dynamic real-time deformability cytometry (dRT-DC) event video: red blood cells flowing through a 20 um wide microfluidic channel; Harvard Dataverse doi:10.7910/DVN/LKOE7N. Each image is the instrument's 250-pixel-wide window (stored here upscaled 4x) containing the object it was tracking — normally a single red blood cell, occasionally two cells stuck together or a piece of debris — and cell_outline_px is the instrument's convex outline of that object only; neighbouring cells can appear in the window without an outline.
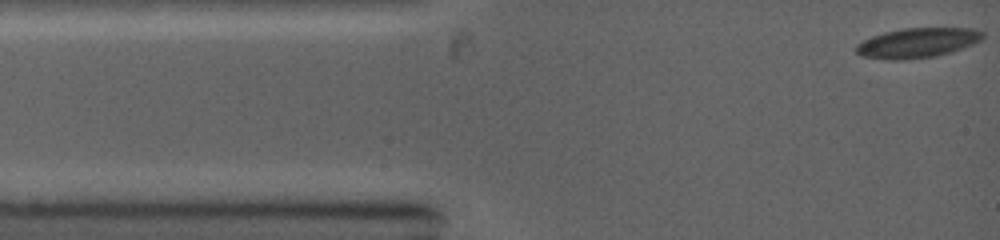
{"species": "common noctule bat (a hibernating species)", "species_latin": "Nyctalus noctula", "temperature_condition": "warm", "stored_images_in_passage": 42, "camera_frame_rate_fps": 5000, "um_per_image_px": 0.085, "animal": {"sex": "female", "body_mass_g": 19.0, "forearm_length_mm": 53.3}, "frame": {"image": 1, "passage_image": 1, "time_ms": 0.0, "image_size_px": [1000, 240], "cell_outline_px": [[984, 36], [980, 40], [972, 44], [952, 52], [936, 56], [904, 60], [888, 60], [864, 56], [856, 52], [856, 44], [872, 36], [884, 32], [904, 28], [972, 28], [984, 32]], "centroid_in_image_um": [77.98, 3.64], "position_along_channel_um": 7.0, "area_um2": 21.96}}
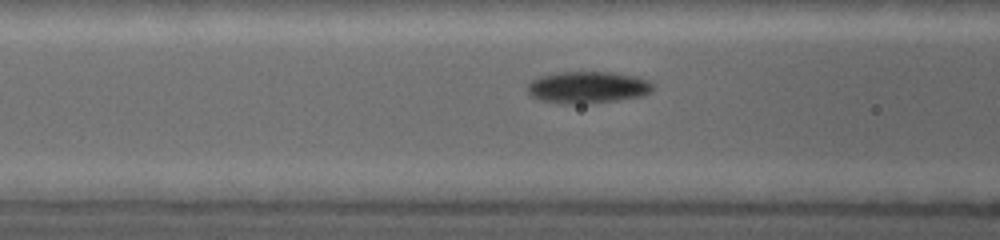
{"frame": {"image": 2, "passage_image": 16, "time_ms": 3.8, "image_size_px": [1000, 240], "cell_outline_px": [[652, 92], [644, 96], [616, 100], [580, 104], [568, 104], [540, 100], [532, 96], [528, 92], [528, 84], [532, 80], [540, 76], [556, 72], [612, 72], [636, 76], [648, 80], [652, 84]], "centroid_in_image_um": [49.97, 7.42], "position_along_channel_um": 116.6, "area_um2": 23.29}}
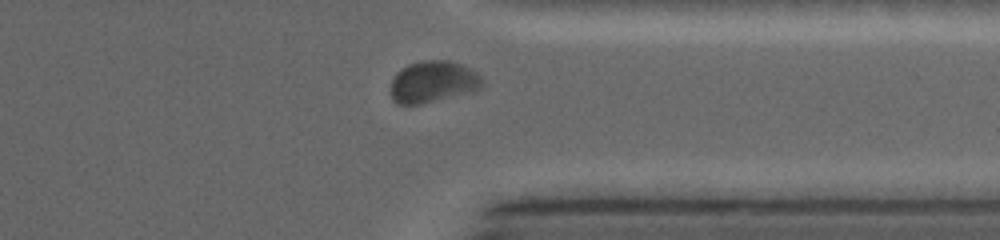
{"frame": {"image": 3, "passage_image": 38, "time_ms": 9.6, "image_size_px": [1000, 240], "cell_outline_px": [[484, 84], [476, 92], [420, 104], [400, 104], [392, 96], [392, 80], [396, 72], [400, 68], [408, 64], [424, 60], [452, 60], [464, 64], [472, 68], [484, 80]], "centroid_in_image_um": [36.89, 6.93], "position_along_channel_um": 374.5, "area_um2": 22.6}}